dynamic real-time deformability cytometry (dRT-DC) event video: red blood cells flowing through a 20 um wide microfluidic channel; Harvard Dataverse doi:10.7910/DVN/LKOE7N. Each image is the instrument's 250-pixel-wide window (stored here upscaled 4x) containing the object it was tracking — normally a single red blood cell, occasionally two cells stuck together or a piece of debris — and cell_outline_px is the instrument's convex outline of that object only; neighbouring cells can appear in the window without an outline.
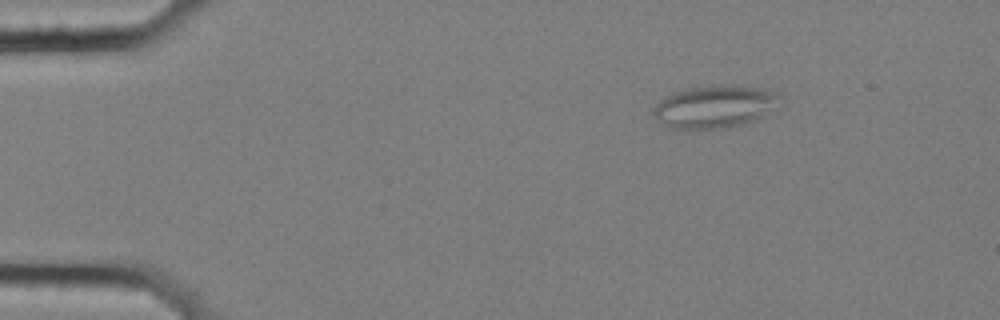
{"species": "common noctule bat (a hibernating species)", "species_latin": "Nyctalus noctula", "temperature_condition": "cold", "stored_images_in_passage": 6, "camera_frame_rate_fps": 3000, "um_per_image_px": 0.085, "animal": {"sex": "female", "body_mass_g": 25.1}, "frame": {"image": 1, "passage_image": 3, "time_ms": 0.667, "image_size_px": [1000, 320], "cell_outline_px": [[780, 96], [760, 116], [752, 120], [740, 124], [724, 128], [668, 128], [652, 112], [656, 104], [660, 100], [672, 92], [688, 88], [756, 88], [772, 92]], "centroid_in_image_um": [60.58, 9.11], "position_along_channel_um": 24.4, "area_um2": 29.07}}
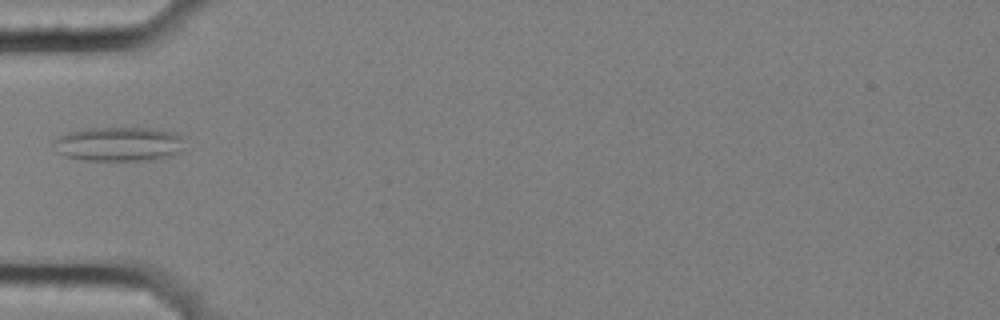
{"frame": {"image": 2, "passage_image": 6, "time_ms": 1.667, "image_size_px": [1000, 320], "cell_outline_px": [[180, 152], [172, 156], [140, 160], [88, 160], [64, 156], [56, 152], [52, 144], [52, 140], [68, 132], [88, 128], [152, 128], [176, 132], [180, 136]], "centroid_in_image_um": [10.03, 12.23], "position_along_channel_um": 75.0, "area_um2": 26.01}}